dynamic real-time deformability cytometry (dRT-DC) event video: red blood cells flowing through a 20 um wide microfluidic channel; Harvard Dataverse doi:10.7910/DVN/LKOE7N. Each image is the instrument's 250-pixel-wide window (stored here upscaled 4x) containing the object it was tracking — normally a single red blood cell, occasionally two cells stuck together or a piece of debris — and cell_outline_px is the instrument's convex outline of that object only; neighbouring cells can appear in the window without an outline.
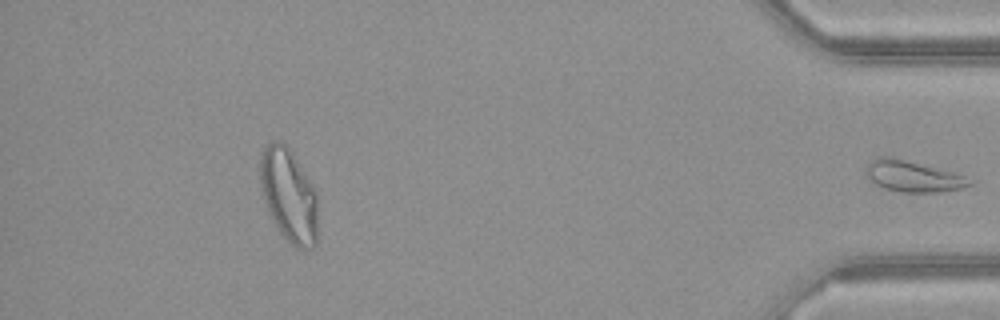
{"species": "common noctule bat (a hibernating species)", "species_latin": "Nyctalus noctula", "temperature_condition": "warm", "stored_images_in_passage": 45, "segment_of_instrument_passage": [2, 2], "camera_frame_rate_fps": 3000, "um_per_image_px": 0.085, "animal": {"sex": "female", "body_mass_g": 21.9}, "frame": {"image": 1, "passage_image": 45, "time_ms": 14.667, "image_size_px": [1000, 320], "cell_outline_px": [[972, 184], [960, 188], [940, 192], [904, 192], [884, 188], [868, 180], [864, 168], [876, 156], [892, 156], [952, 172], [964, 176], [972, 180]], "centroid_in_image_um": [77.53, 14.97], "position_along_channel_um": 357.7, "area_um2": 18.73}}